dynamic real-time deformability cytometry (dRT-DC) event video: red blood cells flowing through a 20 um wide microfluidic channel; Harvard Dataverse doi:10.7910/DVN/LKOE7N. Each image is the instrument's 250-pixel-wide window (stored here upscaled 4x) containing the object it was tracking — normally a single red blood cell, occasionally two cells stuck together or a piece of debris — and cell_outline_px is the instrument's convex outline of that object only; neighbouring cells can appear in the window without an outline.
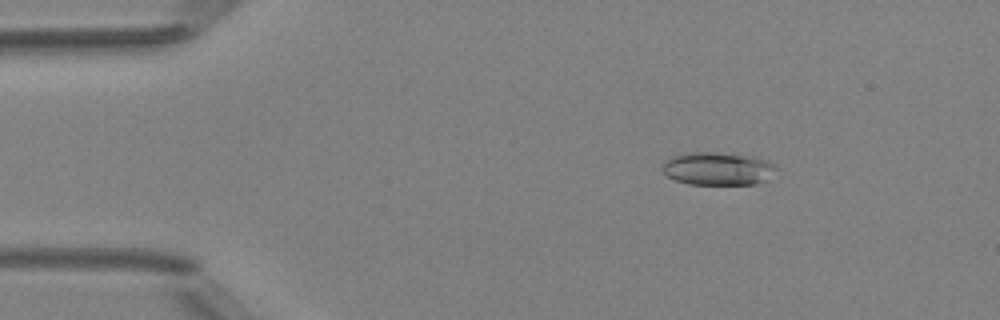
{"species": "Egyptian fruit bat (a non-hibernating species)", "species_latin": "Rousettus aegyptiacus", "temperature_condition": "room temperature", "stored_images_in_passage": 4, "camera_frame_rate_fps": 3000, "um_per_image_px": 0.085, "animal": {"sex": "female"}, "frame": {"image": 1, "passage_image": 2, "time_ms": 1.333, "image_size_px": [1000, 320], "cell_outline_px": [[776, 168], [768, 180], [756, 184], [688, 184], [676, 180], [668, 176], [664, 172], [664, 160], [672, 156], [684, 152], [716, 152], [756, 156], [776, 164]], "centroid_in_image_um": [61.04, 14.32], "position_along_channel_um": 24.0, "area_um2": 22.08}}